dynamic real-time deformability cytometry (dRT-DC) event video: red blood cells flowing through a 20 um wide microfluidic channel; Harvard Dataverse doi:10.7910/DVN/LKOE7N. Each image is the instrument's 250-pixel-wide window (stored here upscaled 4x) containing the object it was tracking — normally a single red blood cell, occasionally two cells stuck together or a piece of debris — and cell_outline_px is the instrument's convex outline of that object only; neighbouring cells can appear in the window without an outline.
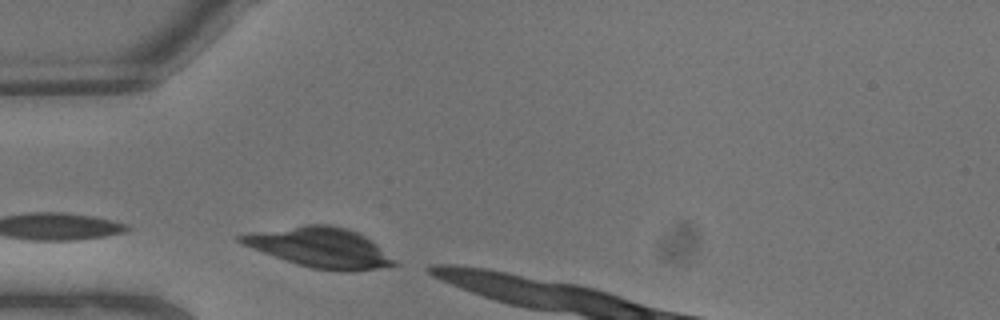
{"species": "common noctule bat (a hibernating species)", "species_latin": "Nyctalus noctula", "temperature_condition": "warm", "stored_images_in_passage": 1, "camera_frame_rate_fps": 3000, "um_per_image_px": 0.085, "animal": {"sex": "male", "body_mass_g": 13.3}, "frame": {"image": 1, "passage_image": 1, "time_ms": 0.0, "image_size_px": [1000, 320], "cell_outline_px": [[400, 264], [380, 268], [348, 272], [312, 268], [296, 264], [240, 244], [236, 240], [236, 236], [248, 232], [304, 224], [328, 224], [348, 228], [364, 236], [376, 244], [396, 260]], "centroid_in_image_um": [27.17, 21.03], "position_along_channel_um": 57.8, "area_um2": 35.95}}